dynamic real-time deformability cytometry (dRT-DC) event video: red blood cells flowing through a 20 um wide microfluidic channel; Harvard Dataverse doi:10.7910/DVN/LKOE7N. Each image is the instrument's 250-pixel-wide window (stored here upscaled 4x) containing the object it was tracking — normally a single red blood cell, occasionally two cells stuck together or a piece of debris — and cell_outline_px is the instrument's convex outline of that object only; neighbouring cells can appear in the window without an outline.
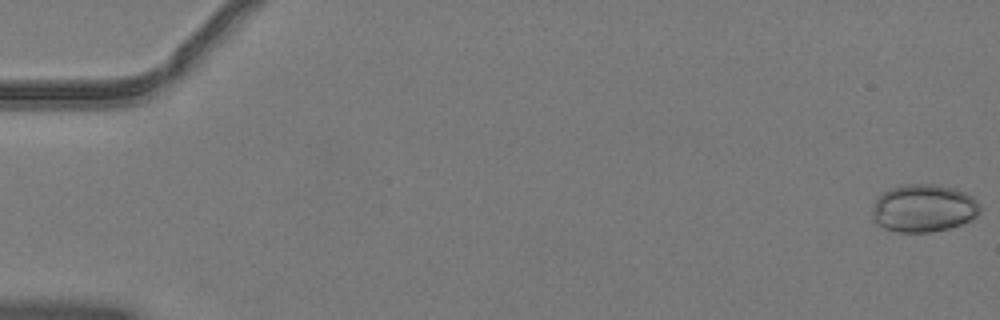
{"species": "common noctule bat (a hibernating species)", "species_latin": "Nyctalus noctula", "temperature_condition": "warm", "stored_images_in_passage": 3, "camera_frame_rate_fps": 3000, "um_per_image_px": 0.085, "animal": {"sex": "male", "body_mass_g": 19.2, "forearm_length_mm": 51.8}, "frame": {"image": 1, "passage_image": 1, "time_ms": 0.0, "image_size_px": [1000, 320], "cell_outline_px": [[980, 212], [976, 216], [960, 224], [948, 228], [932, 232], [896, 232], [884, 228], [876, 224], [872, 220], [872, 212], [876, 200], [884, 192], [892, 188], [904, 184], [932, 184], [956, 188], [972, 196], [980, 204]], "centroid_in_image_um": [78.5, 17.7], "position_along_channel_um": 6.5, "area_um2": 29.94}}